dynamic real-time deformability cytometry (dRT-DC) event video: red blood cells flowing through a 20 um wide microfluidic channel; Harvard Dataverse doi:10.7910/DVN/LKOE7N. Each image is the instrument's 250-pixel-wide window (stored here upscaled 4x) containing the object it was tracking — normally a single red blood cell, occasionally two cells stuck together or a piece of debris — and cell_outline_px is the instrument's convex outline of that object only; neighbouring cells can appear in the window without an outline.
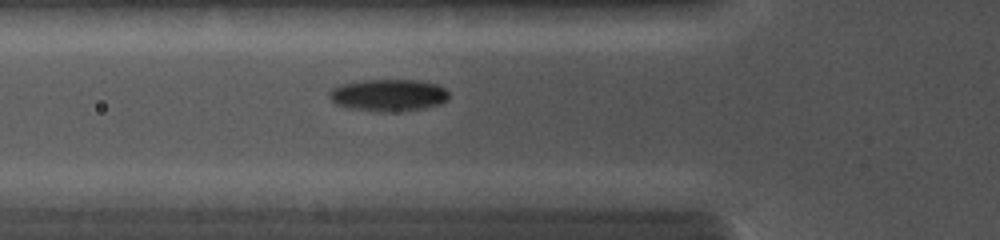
{"species": "common noctule bat (a hibernating species)", "species_latin": "Nyctalus noctula", "temperature_condition": "cold", "stored_images_in_passage": 35, "camera_frame_rate_fps": 5000, "um_per_image_px": 0.085, "animal": {"sex": "female", "body_mass_g": 19.0, "forearm_length_mm": 56.7}, "frame": {"image": 1, "passage_image": 10, "time_ms": 4.0, "image_size_px": [1000, 240], "cell_outline_px": [[448, 100], [440, 104], [428, 108], [388, 112], [376, 112], [348, 108], [336, 104], [328, 96], [328, 92], [332, 88], [340, 84], [360, 80], [416, 80], [440, 84], [448, 92]], "centroid_in_image_um": [33.01, 8.09], "position_along_channel_um": 92.8, "area_um2": 22.72}}
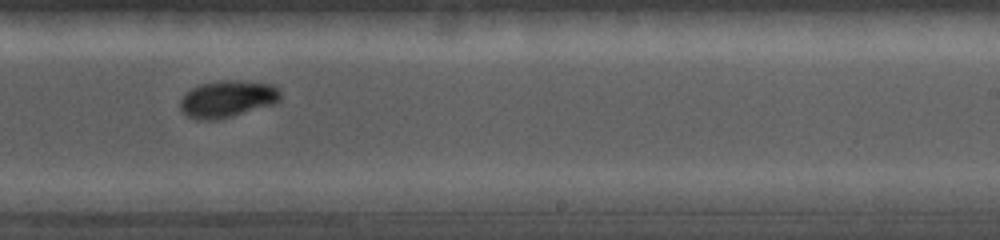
{"frame": {"image": 2, "passage_image": 21, "time_ms": 8.0, "image_size_px": [1000, 240], "cell_outline_px": [[280, 100], [276, 104], [220, 120], [196, 120], [180, 112], [180, 100], [184, 92], [200, 84], [224, 80], [236, 80], [272, 84], [280, 88]], "centroid_in_image_um": [19.33, 8.43], "position_along_channel_um": 269.7, "area_um2": 22.08}}
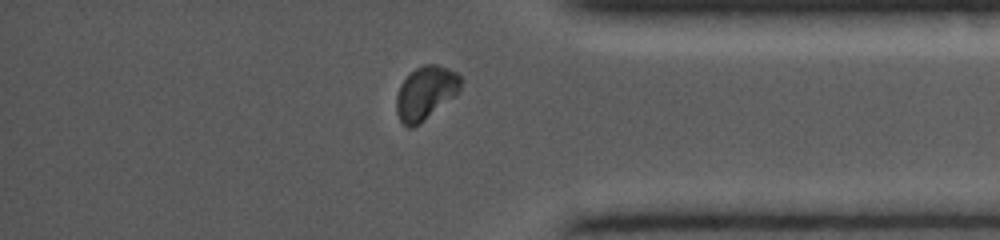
{"frame": {"image": 3, "passage_image": 30, "time_ms": 11.0, "image_size_px": [1000, 240], "cell_outline_px": [[460, 92], [456, 96], [412, 128], [408, 128], [400, 120], [396, 112], [396, 96], [400, 84], [416, 68], [424, 64], [436, 64], [448, 68], [456, 72], [460, 76]], "centroid_in_image_um": [36.18, 7.89], "position_along_channel_um": 399.0, "area_um2": 19.88}}